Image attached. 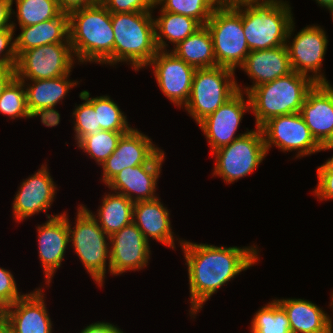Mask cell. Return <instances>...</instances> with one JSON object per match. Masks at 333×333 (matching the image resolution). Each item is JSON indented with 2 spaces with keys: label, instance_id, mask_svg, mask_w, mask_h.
<instances>
[{
  "label": "cell",
  "instance_id": "ba28073f",
  "mask_svg": "<svg viewBox=\"0 0 333 333\" xmlns=\"http://www.w3.org/2000/svg\"><path fill=\"white\" fill-rule=\"evenodd\" d=\"M235 71L216 66L196 69L184 108L198 124L238 92Z\"/></svg>",
  "mask_w": 333,
  "mask_h": 333
},
{
  "label": "cell",
  "instance_id": "d6a6232c",
  "mask_svg": "<svg viewBox=\"0 0 333 333\" xmlns=\"http://www.w3.org/2000/svg\"><path fill=\"white\" fill-rule=\"evenodd\" d=\"M127 132H114L100 130L84 136L77 144L83 152L88 153L91 159H95L98 165H102L115 151L119 139Z\"/></svg>",
  "mask_w": 333,
  "mask_h": 333
},
{
  "label": "cell",
  "instance_id": "f5cc1de1",
  "mask_svg": "<svg viewBox=\"0 0 333 333\" xmlns=\"http://www.w3.org/2000/svg\"><path fill=\"white\" fill-rule=\"evenodd\" d=\"M332 300H331V303H330V307L333 308V292H332V296H331Z\"/></svg>",
  "mask_w": 333,
  "mask_h": 333
},
{
  "label": "cell",
  "instance_id": "7a4b0ae2",
  "mask_svg": "<svg viewBox=\"0 0 333 333\" xmlns=\"http://www.w3.org/2000/svg\"><path fill=\"white\" fill-rule=\"evenodd\" d=\"M69 41L76 62L114 65L111 13L99 1L68 14Z\"/></svg>",
  "mask_w": 333,
  "mask_h": 333
},
{
  "label": "cell",
  "instance_id": "8fae6325",
  "mask_svg": "<svg viewBox=\"0 0 333 333\" xmlns=\"http://www.w3.org/2000/svg\"><path fill=\"white\" fill-rule=\"evenodd\" d=\"M294 20L289 28L286 46L293 71L311 78L315 83H329L324 73H320L326 54L328 36L324 28L318 25L301 29L290 43L294 32ZM312 73V75L310 74Z\"/></svg>",
  "mask_w": 333,
  "mask_h": 333
},
{
  "label": "cell",
  "instance_id": "816d5d0a",
  "mask_svg": "<svg viewBox=\"0 0 333 333\" xmlns=\"http://www.w3.org/2000/svg\"><path fill=\"white\" fill-rule=\"evenodd\" d=\"M321 146H333V134H332V136L329 138V140H328L325 144H323V145H321Z\"/></svg>",
  "mask_w": 333,
  "mask_h": 333
},
{
  "label": "cell",
  "instance_id": "681fc988",
  "mask_svg": "<svg viewBox=\"0 0 333 333\" xmlns=\"http://www.w3.org/2000/svg\"><path fill=\"white\" fill-rule=\"evenodd\" d=\"M5 317V308L0 304V322L4 321Z\"/></svg>",
  "mask_w": 333,
  "mask_h": 333
},
{
  "label": "cell",
  "instance_id": "f1b7e54d",
  "mask_svg": "<svg viewBox=\"0 0 333 333\" xmlns=\"http://www.w3.org/2000/svg\"><path fill=\"white\" fill-rule=\"evenodd\" d=\"M160 12V16H157L158 18L156 19L154 18L155 39L158 50H167V40L168 43L169 41L173 43L175 47L202 26L194 18L161 9Z\"/></svg>",
  "mask_w": 333,
  "mask_h": 333
},
{
  "label": "cell",
  "instance_id": "836d02e7",
  "mask_svg": "<svg viewBox=\"0 0 333 333\" xmlns=\"http://www.w3.org/2000/svg\"><path fill=\"white\" fill-rule=\"evenodd\" d=\"M219 4L217 0H157L154 8L162 5L163 11L188 16L206 25Z\"/></svg>",
  "mask_w": 333,
  "mask_h": 333
},
{
  "label": "cell",
  "instance_id": "5b68a950",
  "mask_svg": "<svg viewBox=\"0 0 333 333\" xmlns=\"http://www.w3.org/2000/svg\"><path fill=\"white\" fill-rule=\"evenodd\" d=\"M153 12L111 13L114 30V65L128 62L135 71L147 67L159 51Z\"/></svg>",
  "mask_w": 333,
  "mask_h": 333
},
{
  "label": "cell",
  "instance_id": "bcb514c9",
  "mask_svg": "<svg viewBox=\"0 0 333 333\" xmlns=\"http://www.w3.org/2000/svg\"><path fill=\"white\" fill-rule=\"evenodd\" d=\"M333 149V146H321V151ZM317 170H331L333 171V156L326 160V162L319 166Z\"/></svg>",
  "mask_w": 333,
  "mask_h": 333
},
{
  "label": "cell",
  "instance_id": "7c38bea8",
  "mask_svg": "<svg viewBox=\"0 0 333 333\" xmlns=\"http://www.w3.org/2000/svg\"><path fill=\"white\" fill-rule=\"evenodd\" d=\"M260 129L267 153L272 144L283 152L296 151V158L321 151L300 112L271 118Z\"/></svg>",
  "mask_w": 333,
  "mask_h": 333
},
{
  "label": "cell",
  "instance_id": "4dcf8cb0",
  "mask_svg": "<svg viewBox=\"0 0 333 333\" xmlns=\"http://www.w3.org/2000/svg\"><path fill=\"white\" fill-rule=\"evenodd\" d=\"M255 313L251 321V333H291L288 316L275 299Z\"/></svg>",
  "mask_w": 333,
  "mask_h": 333
},
{
  "label": "cell",
  "instance_id": "9c48e42d",
  "mask_svg": "<svg viewBox=\"0 0 333 333\" xmlns=\"http://www.w3.org/2000/svg\"><path fill=\"white\" fill-rule=\"evenodd\" d=\"M212 155L216 159L213 175L227 184L251 174L267 156L261 129L250 130Z\"/></svg>",
  "mask_w": 333,
  "mask_h": 333
},
{
  "label": "cell",
  "instance_id": "44dd1931",
  "mask_svg": "<svg viewBox=\"0 0 333 333\" xmlns=\"http://www.w3.org/2000/svg\"><path fill=\"white\" fill-rule=\"evenodd\" d=\"M300 114L315 140L325 144L333 134V86L316 83L307 93Z\"/></svg>",
  "mask_w": 333,
  "mask_h": 333
},
{
  "label": "cell",
  "instance_id": "9a60e30c",
  "mask_svg": "<svg viewBox=\"0 0 333 333\" xmlns=\"http://www.w3.org/2000/svg\"><path fill=\"white\" fill-rule=\"evenodd\" d=\"M110 274L120 275L126 271H137L148 266L149 242L132 222L109 236Z\"/></svg>",
  "mask_w": 333,
  "mask_h": 333
},
{
  "label": "cell",
  "instance_id": "e575fe53",
  "mask_svg": "<svg viewBox=\"0 0 333 333\" xmlns=\"http://www.w3.org/2000/svg\"><path fill=\"white\" fill-rule=\"evenodd\" d=\"M22 80L15 77L0 96V113L11 119L29 118L26 91Z\"/></svg>",
  "mask_w": 333,
  "mask_h": 333
},
{
  "label": "cell",
  "instance_id": "484cf974",
  "mask_svg": "<svg viewBox=\"0 0 333 333\" xmlns=\"http://www.w3.org/2000/svg\"><path fill=\"white\" fill-rule=\"evenodd\" d=\"M67 74L57 78L31 80V84L24 83L29 112L38 108L56 107L57 103L69 93V90L77 86L78 81L69 80Z\"/></svg>",
  "mask_w": 333,
  "mask_h": 333
},
{
  "label": "cell",
  "instance_id": "1f68e13d",
  "mask_svg": "<svg viewBox=\"0 0 333 333\" xmlns=\"http://www.w3.org/2000/svg\"><path fill=\"white\" fill-rule=\"evenodd\" d=\"M15 2L17 13L12 9V14L16 15L20 27L51 20L61 13L57 0H15Z\"/></svg>",
  "mask_w": 333,
  "mask_h": 333
},
{
  "label": "cell",
  "instance_id": "cb8c5ba5",
  "mask_svg": "<svg viewBox=\"0 0 333 333\" xmlns=\"http://www.w3.org/2000/svg\"><path fill=\"white\" fill-rule=\"evenodd\" d=\"M285 310L291 333H333L332 318L319 306L305 299H275Z\"/></svg>",
  "mask_w": 333,
  "mask_h": 333
},
{
  "label": "cell",
  "instance_id": "7dc6e473",
  "mask_svg": "<svg viewBox=\"0 0 333 333\" xmlns=\"http://www.w3.org/2000/svg\"><path fill=\"white\" fill-rule=\"evenodd\" d=\"M319 6L325 7L327 10L333 8V0H315Z\"/></svg>",
  "mask_w": 333,
  "mask_h": 333
},
{
  "label": "cell",
  "instance_id": "6da1fadb",
  "mask_svg": "<svg viewBox=\"0 0 333 333\" xmlns=\"http://www.w3.org/2000/svg\"><path fill=\"white\" fill-rule=\"evenodd\" d=\"M188 266L190 316H196L204 303L240 272L258 262L256 246L224 247L179 240Z\"/></svg>",
  "mask_w": 333,
  "mask_h": 333
},
{
  "label": "cell",
  "instance_id": "5bb4252c",
  "mask_svg": "<svg viewBox=\"0 0 333 333\" xmlns=\"http://www.w3.org/2000/svg\"><path fill=\"white\" fill-rule=\"evenodd\" d=\"M169 51L159 50L148 65L152 66L163 94L175 106L182 107L189 99L196 68Z\"/></svg>",
  "mask_w": 333,
  "mask_h": 333
},
{
  "label": "cell",
  "instance_id": "ffe728a7",
  "mask_svg": "<svg viewBox=\"0 0 333 333\" xmlns=\"http://www.w3.org/2000/svg\"><path fill=\"white\" fill-rule=\"evenodd\" d=\"M38 288L26 293L5 308L3 323L13 333H52V322L47 312L44 294Z\"/></svg>",
  "mask_w": 333,
  "mask_h": 333
},
{
  "label": "cell",
  "instance_id": "603a6c76",
  "mask_svg": "<svg viewBox=\"0 0 333 333\" xmlns=\"http://www.w3.org/2000/svg\"><path fill=\"white\" fill-rule=\"evenodd\" d=\"M170 213L159 197L153 200L137 201L133 206V222L149 242V238L175 249Z\"/></svg>",
  "mask_w": 333,
  "mask_h": 333
},
{
  "label": "cell",
  "instance_id": "83f0119b",
  "mask_svg": "<svg viewBox=\"0 0 333 333\" xmlns=\"http://www.w3.org/2000/svg\"><path fill=\"white\" fill-rule=\"evenodd\" d=\"M101 204L96 215L88 211L107 235L110 236L133 222L134 202L125 195L116 192L106 194Z\"/></svg>",
  "mask_w": 333,
  "mask_h": 333
},
{
  "label": "cell",
  "instance_id": "2e32d148",
  "mask_svg": "<svg viewBox=\"0 0 333 333\" xmlns=\"http://www.w3.org/2000/svg\"><path fill=\"white\" fill-rule=\"evenodd\" d=\"M161 151L151 138L132 128L121 136L115 151L101 165L103 183L106 185L125 168L150 163Z\"/></svg>",
  "mask_w": 333,
  "mask_h": 333
},
{
  "label": "cell",
  "instance_id": "db71d44e",
  "mask_svg": "<svg viewBox=\"0 0 333 333\" xmlns=\"http://www.w3.org/2000/svg\"><path fill=\"white\" fill-rule=\"evenodd\" d=\"M329 12L331 13L332 20H333V8L329 9Z\"/></svg>",
  "mask_w": 333,
  "mask_h": 333
},
{
  "label": "cell",
  "instance_id": "4fadbf2b",
  "mask_svg": "<svg viewBox=\"0 0 333 333\" xmlns=\"http://www.w3.org/2000/svg\"><path fill=\"white\" fill-rule=\"evenodd\" d=\"M245 95L247 99H245L244 92L238 91L216 111L197 124L208 140L211 153L249 132L247 129L246 133L236 135L244 113L251 111L248 94L245 93Z\"/></svg>",
  "mask_w": 333,
  "mask_h": 333
},
{
  "label": "cell",
  "instance_id": "4316f807",
  "mask_svg": "<svg viewBox=\"0 0 333 333\" xmlns=\"http://www.w3.org/2000/svg\"><path fill=\"white\" fill-rule=\"evenodd\" d=\"M171 52L196 69L217 66L212 36L206 25L179 42Z\"/></svg>",
  "mask_w": 333,
  "mask_h": 333
},
{
  "label": "cell",
  "instance_id": "277c9868",
  "mask_svg": "<svg viewBox=\"0 0 333 333\" xmlns=\"http://www.w3.org/2000/svg\"><path fill=\"white\" fill-rule=\"evenodd\" d=\"M315 84L308 76L292 71L251 89L247 94L256 127L260 128L271 118L300 112Z\"/></svg>",
  "mask_w": 333,
  "mask_h": 333
},
{
  "label": "cell",
  "instance_id": "60d3db41",
  "mask_svg": "<svg viewBox=\"0 0 333 333\" xmlns=\"http://www.w3.org/2000/svg\"><path fill=\"white\" fill-rule=\"evenodd\" d=\"M37 116L41 117L40 120L42 124L47 127L58 126L61 117L55 107L38 108L29 112V118H35Z\"/></svg>",
  "mask_w": 333,
  "mask_h": 333
},
{
  "label": "cell",
  "instance_id": "f907efd6",
  "mask_svg": "<svg viewBox=\"0 0 333 333\" xmlns=\"http://www.w3.org/2000/svg\"><path fill=\"white\" fill-rule=\"evenodd\" d=\"M219 3H234V2H240L245 0H217Z\"/></svg>",
  "mask_w": 333,
  "mask_h": 333
},
{
  "label": "cell",
  "instance_id": "30bf717a",
  "mask_svg": "<svg viewBox=\"0 0 333 333\" xmlns=\"http://www.w3.org/2000/svg\"><path fill=\"white\" fill-rule=\"evenodd\" d=\"M73 56L70 43H52L23 51L17 58L16 77L26 82L70 74L75 63Z\"/></svg>",
  "mask_w": 333,
  "mask_h": 333
},
{
  "label": "cell",
  "instance_id": "f6af8a7d",
  "mask_svg": "<svg viewBox=\"0 0 333 333\" xmlns=\"http://www.w3.org/2000/svg\"><path fill=\"white\" fill-rule=\"evenodd\" d=\"M16 77V68L9 66H0V96L9 85V83Z\"/></svg>",
  "mask_w": 333,
  "mask_h": 333
},
{
  "label": "cell",
  "instance_id": "b9f144b4",
  "mask_svg": "<svg viewBox=\"0 0 333 333\" xmlns=\"http://www.w3.org/2000/svg\"><path fill=\"white\" fill-rule=\"evenodd\" d=\"M12 17V0H0V31L13 27L16 23L11 22Z\"/></svg>",
  "mask_w": 333,
  "mask_h": 333
},
{
  "label": "cell",
  "instance_id": "ab89813d",
  "mask_svg": "<svg viewBox=\"0 0 333 333\" xmlns=\"http://www.w3.org/2000/svg\"><path fill=\"white\" fill-rule=\"evenodd\" d=\"M318 183L314 190L319 200L333 199V171L317 170Z\"/></svg>",
  "mask_w": 333,
  "mask_h": 333
},
{
  "label": "cell",
  "instance_id": "8d00e7d4",
  "mask_svg": "<svg viewBox=\"0 0 333 333\" xmlns=\"http://www.w3.org/2000/svg\"><path fill=\"white\" fill-rule=\"evenodd\" d=\"M110 13L152 12L153 0H100Z\"/></svg>",
  "mask_w": 333,
  "mask_h": 333
},
{
  "label": "cell",
  "instance_id": "3957f363",
  "mask_svg": "<svg viewBox=\"0 0 333 333\" xmlns=\"http://www.w3.org/2000/svg\"><path fill=\"white\" fill-rule=\"evenodd\" d=\"M293 20L286 0L242 1V26L250 51L286 45Z\"/></svg>",
  "mask_w": 333,
  "mask_h": 333
},
{
  "label": "cell",
  "instance_id": "d4e9b609",
  "mask_svg": "<svg viewBox=\"0 0 333 333\" xmlns=\"http://www.w3.org/2000/svg\"><path fill=\"white\" fill-rule=\"evenodd\" d=\"M14 39L17 56L23 51L52 43H70L69 17L60 13L56 18L26 27Z\"/></svg>",
  "mask_w": 333,
  "mask_h": 333
},
{
  "label": "cell",
  "instance_id": "7bdbcfd3",
  "mask_svg": "<svg viewBox=\"0 0 333 333\" xmlns=\"http://www.w3.org/2000/svg\"><path fill=\"white\" fill-rule=\"evenodd\" d=\"M99 1L100 0H57V3L62 13L69 14Z\"/></svg>",
  "mask_w": 333,
  "mask_h": 333
},
{
  "label": "cell",
  "instance_id": "f35d334b",
  "mask_svg": "<svg viewBox=\"0 0 333 333\" xmlns=\"http://www.w3.org/2000/svg\"><path fill=\"white\" fill-rule=\"evenodd\" d=\"M15 29L13 27L0 31V66L16 67Z\"/></svg>",
  "mask_w": 333,
  "mask_h": 333
},
{
  "label": "cell",
  "instance_id": "ac0fdd59",
  "mask_svg": "<svg viewBox=\"0 0 333 333\" xmlns=\"http://www.w3.org/2000/svg\"><path fill=\"white\" fill-rule=\"evenodd\" d=\"M162 150L150 163L128 167L107 184L111 191L125 195L132 202L153 200L165 156Z\"/></svg>",
  "mask_w": 333,
  "mask_h": 333
},
{
  "label": "cell",
  "instance_id": "7402d4cb",
  "mask_svg": "<svg viewBox=\"0 0 333 333\" xmlns=\"http://www.w3.org/2000/svg\"><path fill=\"white\" fill-rule=\"evenodd\" d=\"M240 68L253 80V85L244 89L237 85L238 91L246 94L260 84L273 81L293 71L286 45L250 51Z\"/></svg>",
  "mask_w": 333,
  "mask_h": 333
},
{
  "label": "cell",
  "instance_id": "e0dca14e",
  "mask_svg": "<svg viewBox=\"0 0 333 333\" xmlns=\"http://www.w3.org/2000/svg\"><path fill=\"white\" fill-rule=\"evenodd\" d=\"M41 166L34 175L20 183L12 203L13 218L17 222L39 212H47L54 202L57 187L47 168L48 165Z\"/></svg>",
  "mask_w": 333,
  "mask_h": 333
},
{
  "label": "cell",
  "instance_id": "d6986e66",
  "mask_svg": "<svg viewBox=\"0 0 333 333\" xmlns=\"http://www.w3.org/2000/svg\"><path fill=\"white\" fill-rule=\"evenodd\" d=\"M47 221L38 225V253L41 266L44 269L46 285L52 282L51 279L57 269L61 267L69 241V230L67 213L61 215L47 214Z\"/></svg>",
  "mask_w": 333,
  "mask_h": 333
},
{
  "label": "cell",
  "instance_id": "d590c367",
  "mask_svg": "<svg viewBox=\"0 0 333 333\" xmlns=\"http://www.w3.org/2000/svg\"><path fill=\"white\" fill-rule=\"evenodd\" d=\"M80 99L85 100L79 106L75 105V110H73V120L74 121V132L75 140L78 143L84 136L93 134L100 131V125H98L97 113L94 110L93 105L79 94Z\"/></svg>",
  "mask_w": 333,
  "mask_h": 333
},
{
  "label": "cell",
  "instance_id": "8992f818",
  "mask_svg": "<svg viewBox=\"0 0 333 333\" xmlns=\"http://www.w3.org/2000/svg\"><path fill=\"white\" fill-rule=\"evenodd\" d=\"M206 27L212 36L217 66L233 71L241 67L250 52L242 26V1L220 3Z\"/></svg>",
  "mask_w": 333,
  "mask_h": 333
},
{
  "label": "cell",
  "instance_id": "c3c4849f",
  "mask_svg": "<svg viewBox=\"0 0 333 333\" xmlns=\"http://www.w3.org/2000/svg\"><path fill=\"white\" fill-rule=\"evenodd\" d=\"M0 333H13L3 322H0Z\"/></svg>",
  "mask_w": 333,
  "mask_h": 333
},
{
  "label": "cell",
  "instance_id": "52a82bcc",
  "mask_svg": "<svg viewBox=\"0 0 333 333\" xmlns=\"http://www.w3.org/2000/svg\"><path fill=\"white\" fill-rule=\"evenodd\" d=\"M69 241L79 257L82 265L96 281L99 287H103L106 266L110 272V243L109 235L99 226L97 220L88 209L80 205L77 209L75 226L71 228L67 215ZM108 239V242H107Z\"/></svg>",
  "mask_w": 333,
  "mask_h": 333
},
{
  "label": "cell",
  "instance_id": "f546056e",
  "mask_svg": "<svg viewBox=\"0 0 333 333\" xmlns=\"http://www.w3.org/2000/svg\"><path fill=\"white\" fill-rule=\"evenodd\" d=\"M81 94L93 105L94 110L97 113L100 130L129 132L132 129L128 124L124 112L121 111L114 100L110 99V96L103 95L93 98L90 97V93L87 90H83Z\"/></svg>",
  "mask_w": 333,
  "mask_h": 333
},
{
  "label": "cell",
  "instance_id": "74e56055",
  "mask_svg": "<svg viewBox=\"0 0 333 333\" xmlns=\"http://www.w3.org/2000/svg\"><path fill=\"white\" fill-rule=\"evenodd\" d=\"M17 288L13 274L9 270L0 267V304L4 308L14 304L25 295L19 293Z\"/></svg>",
  "mask_w": 333,
  "mask_h": 333
},
{
  "label": "cell",
  "instance_id": "ee69618b",
  "mask_svg": "<svg viewBox=\"0 0 333 333\" xmlns=\"http://www.w3.org/2000/svg\"><path fill=\"white\" fill-rule=\"evenodd\" d=\"M80 333H124L118 326L109 322H95L89 324Z\"/></svg>",
  "mask_w": 333,
  "mask_h": 333
}]
</instances>
